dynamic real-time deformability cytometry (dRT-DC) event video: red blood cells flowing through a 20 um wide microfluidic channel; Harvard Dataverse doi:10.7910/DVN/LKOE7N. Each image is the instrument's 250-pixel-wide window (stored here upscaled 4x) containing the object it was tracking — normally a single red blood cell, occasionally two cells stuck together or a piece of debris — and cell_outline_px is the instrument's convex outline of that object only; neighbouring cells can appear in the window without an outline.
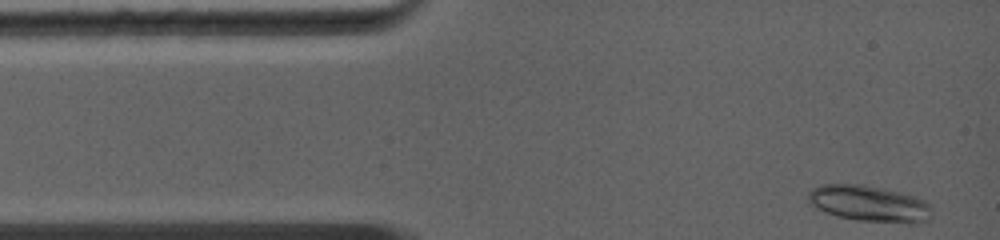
{"species": "common noctule bat (a hibernating species)", "species_latin": "Nyctalus noctula", "temperature_condition": "warm", "stored_images_in_passage": 28, "camera_frame_rate_fps": 5000, "um_per_image_px": 0.085, "animal": {"sex": "female", "body_mass_g": 19.0, "forearm_length_mm": 56.7}, "frame": {"image": 1, "passage_image": 1, "time_ms": 0.0, "image_size_px": [1000, 240], "cell_outline_px": [[932, 216], [928, 220], [916, 224], [908, 224], [856, 220], [836, 216], [824, 212], [808, 204], [808, 192], [812, 188], [820, 184], [864, 184], [900, 192], [916, 196], [924, 200], [928, 204], [932, 212]], "centroid_in_image_um": [73.88, 17.32], "position_along_channel_um": 11.1, "area_um2": 26.65}}
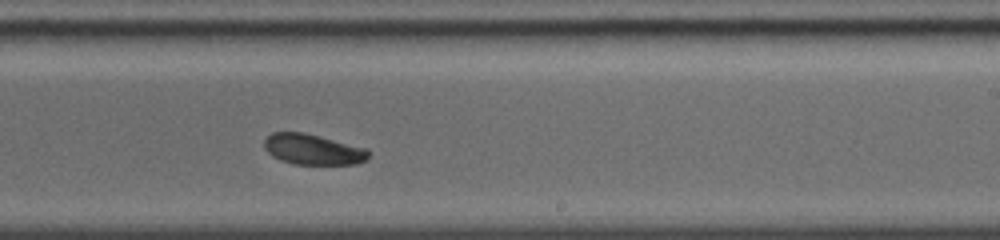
{"frame": {"image": 2, "passage_image": 19, "time_ms": 7.0, "image_size_px": [1000, 240], "cell_outline_px": [[368, 160], [356, 164], [292, 164], [280, 160], [272, 156], [264, 148], [264, 140], [272, 132], [304, 132], [368, 148]], "centroid_in_image_um": [26.6, 12.7], "position_along_channel_um": 262.4, "area_um2": 18.73}}
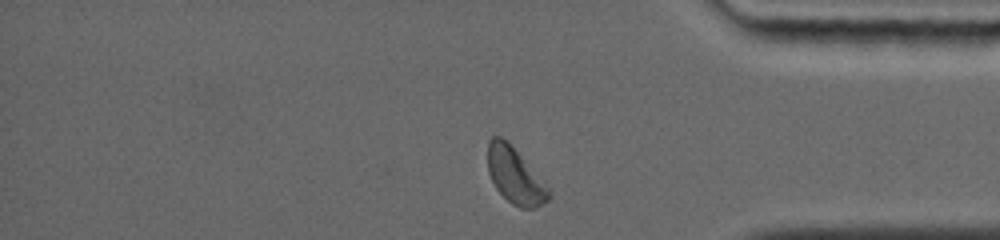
{"frame": {"image": 3, "passage_image": 28, "time_ms": 10.2, "image_size_px": [1000, 240], "cell_outline_px": [[552, 196], [548, 200], [536, 208], [520, 208], [512, 204], [496, 188], [488, 172], [488, 140], [492, 136], [500, 136], [508, 140], [548, 188]], "centroid_in_image_um": [43.76, 14.92], "position_along_channel_um": 391.4, "area_um2": 19.65}, "authors_computed_cell_mechanics": {"area_um2": 19.6231, "velocity_mm_per_s": 4.431, "shape_relaxation_time_tau1_ms": 3.2995, "shape_relaxation_time_tau2_ms": 5.0142, "deformation_change_tau1": 0.0801, "deformation_change_tau2": 0.0705}}